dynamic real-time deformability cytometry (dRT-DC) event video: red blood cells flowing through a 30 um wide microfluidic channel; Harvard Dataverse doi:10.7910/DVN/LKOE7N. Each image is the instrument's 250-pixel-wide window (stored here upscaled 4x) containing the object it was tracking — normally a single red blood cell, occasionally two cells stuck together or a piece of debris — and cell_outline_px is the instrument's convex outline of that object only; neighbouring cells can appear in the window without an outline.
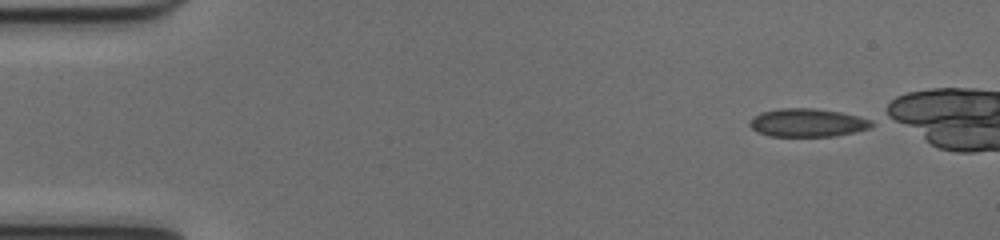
{"species": "common noctule bat (a hibernating species)", "species_latin": "Nyctalus noctula", "temperature_condition": "cold", "stored_images_in_passage": 10, "camera_frame_rate_fps": 3000, "um_per_image_px": 0.085, "animal": {"sex": "female", "body_mass_g": 17.0, "forearm_length_mm": 48.0}, "frame": {"image": 1, "passage_image": 1, "time_ms": 0.0, "image_size_px": [1000, 240], "cell_outline_px": [[872, 128], [856, 132], [832, 136], [768, 136], [756, 132], [748, 124], [760, 112], [780, 108], [812, 108], [840, 112], [872, 120]], "centroid_in_image_um": [68.63, 10.44], "position_along_channel_um": 16.4, "area_um2": 20.0}}